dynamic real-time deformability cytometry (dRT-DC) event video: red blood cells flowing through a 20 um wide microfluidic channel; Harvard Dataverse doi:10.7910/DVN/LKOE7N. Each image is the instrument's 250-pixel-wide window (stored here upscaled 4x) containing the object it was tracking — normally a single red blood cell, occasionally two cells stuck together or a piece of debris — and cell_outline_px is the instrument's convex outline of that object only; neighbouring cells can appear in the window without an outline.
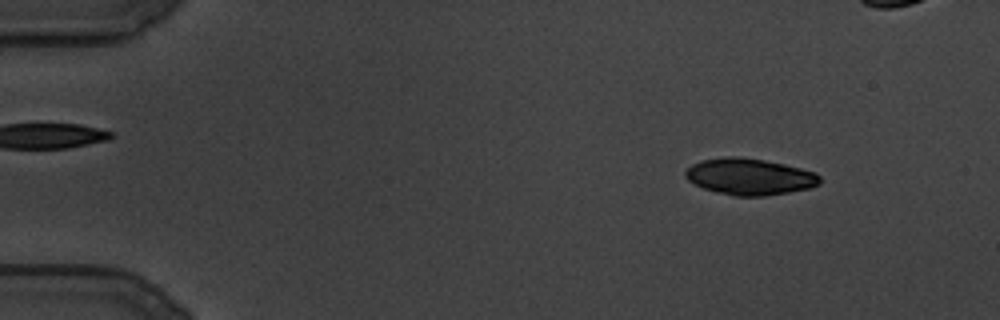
{"species": "common noctule bat (a hibernating species)", "species_latin": "Nyctalus noctula", "temperature_condition": "cold", "stored_images_in_passage": 44, "camera_frame_rate_fps": 3000, "um_per_image_px": 0.085, "animal": {"sex": "male", "body_mass_g": 19.5, "forearm_length_mm": 54.6}, "frame": {"image": 1, "passage_image": 9, "time_ms": 2.667, "image_size_px": [1000, 320], "cell_outline_px": [[820, 184], [808, 188], [788, 192], [764, 196], [732, 196], [716, 192], [704, 188], [688, 180], [684, 176], [684, 172], [692, 164], [700, 160], [728, 156], [736, 156], [764, 160], [784, 164], [816, 172], [820, 176]], "centroid_in_image_um": [63.7, 15.01], "position_along_channel_um": 21.3, "area_um2": 28.55}}